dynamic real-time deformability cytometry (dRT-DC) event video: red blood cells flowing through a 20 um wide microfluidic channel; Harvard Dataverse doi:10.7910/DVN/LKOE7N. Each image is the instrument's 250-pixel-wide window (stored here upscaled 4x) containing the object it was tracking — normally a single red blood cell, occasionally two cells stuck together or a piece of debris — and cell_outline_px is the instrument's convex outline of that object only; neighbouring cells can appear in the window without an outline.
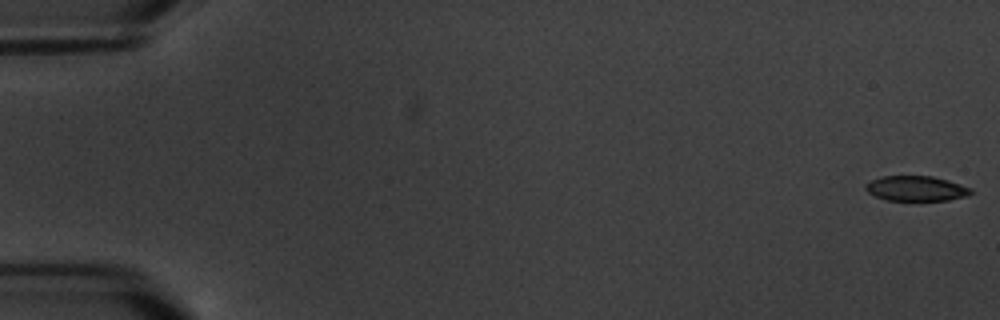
{"species": "common noctule bat (a hibernating species)", "species_latin": "Nyctalus noctula", "temperature_condition": "warm", "stored_images_in_passage": 6, "segment_of_instrument_passage": [2, 2], "camera_frame_rate_fps": 3000, "um_per_image_px": 0.085, "animal": {"sex": "male", "body_mass_g": 20.1, "forearm_length_mm": 53.5}, "frame": {"image": 1, "passage_image": 6, "time_ms": 6.667, "image_size_px": [1000, 320], "cell_outline_px": [[972, 192], [968, 196], [948, 200], [888, 200], [876, 196], [868, 192], [864, 188], [872, 180], [884, 176], [932, 176], [948, 180], [972, 188]], "centroid_in_image_um": [77.92, 16.02], "position_along_channel_um": 7.1, "area_um2": 15.2}}